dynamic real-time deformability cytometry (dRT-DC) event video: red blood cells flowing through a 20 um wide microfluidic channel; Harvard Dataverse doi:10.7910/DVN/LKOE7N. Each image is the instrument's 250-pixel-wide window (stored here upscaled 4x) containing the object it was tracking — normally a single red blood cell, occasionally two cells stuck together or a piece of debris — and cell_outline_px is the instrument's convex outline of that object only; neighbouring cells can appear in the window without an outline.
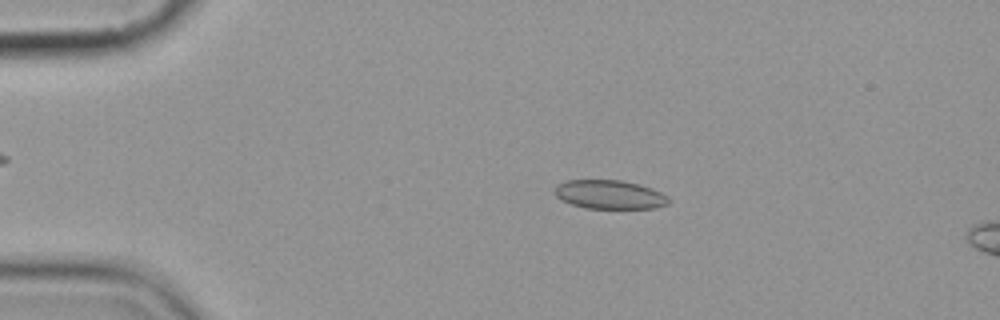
{"species": "common noctule bat (a hibernating species)", "species_latin": "Nyctalus noctula", "temperature_condition": "cold", "stored_images_in_passage": 9, "camera_frame_rate_fps": 3000, "um_per_image_px": 0.085, "animal": {"sex": "female", "body_mass_g": 19.9}, "frame": {"image": 1, "passage_image": 4, "time_ms": 3.333, "image_size_px": [1000, 320], "cell_outline_px": [[668, 204], [656, 208], [588, 208], [572, 204], [560, 200], [556, 196], [556, 184], [568, 180], [620, 180], [640, 184], [652, 188], [668, 196]], "centroid_in_image_um": [51.82, 16.53], "position_along_channel_um": 33.2, "area_um2": 19.07}}
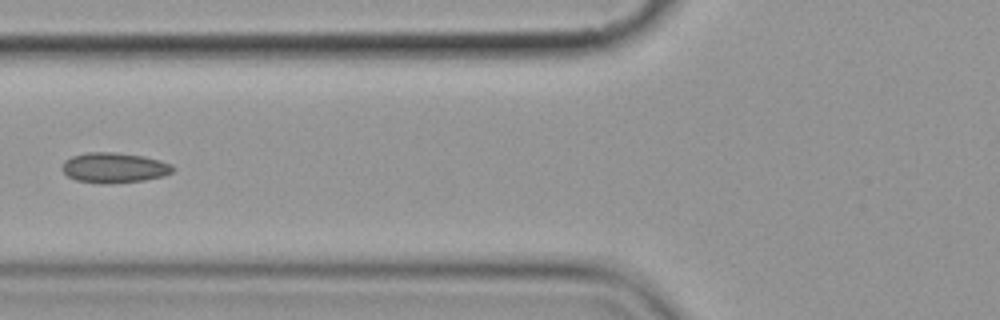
{"frame": {"image": 2, "passage_image": 7, "time_ms": 7.0, "image_size_px": [1000, 320], "cell_outline_px": [[176, 168], [172, 172], [164, 176], [144, 180], [104, 184], [76, 180], [68, 176], [60, 168], [64, 160], [72, 156], [88, 152], [116, 152], [144, 156], [160, 160], [172, 164]], "centroid_in_image_um": [9.71, 14.25], "position_along_channel_um": 116.1, "area_um2": 19.65}}
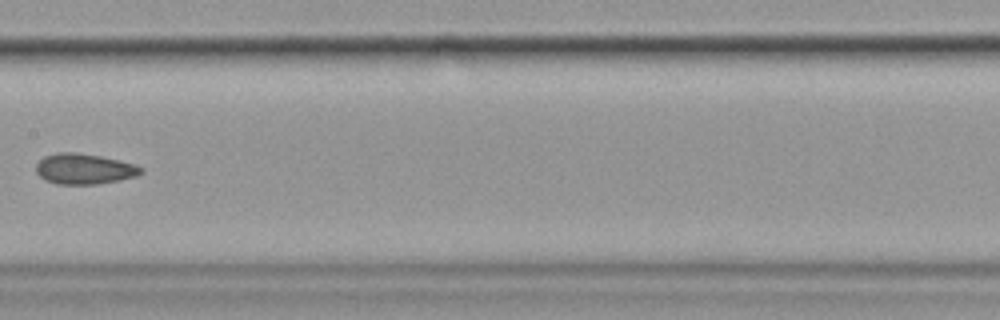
{"frame": {"image": 3, "passage_image": 9, "time_ms": 9.333, "image_size_px": [1000, 320], "cell_outline_px": [[144, 172], [136, 176], [120, 180], [96, 184], [56, 184], [44, 180], [36, 172], [36, 164], [44, 156], [56, 152], [76, 152], [100, 156], [120, 160], [136, 164], [144, 168]], "centroid_in_image_um": [7.17, 14.35], "position_along_channel_um": 200.2, "area_um2": 18.9}}